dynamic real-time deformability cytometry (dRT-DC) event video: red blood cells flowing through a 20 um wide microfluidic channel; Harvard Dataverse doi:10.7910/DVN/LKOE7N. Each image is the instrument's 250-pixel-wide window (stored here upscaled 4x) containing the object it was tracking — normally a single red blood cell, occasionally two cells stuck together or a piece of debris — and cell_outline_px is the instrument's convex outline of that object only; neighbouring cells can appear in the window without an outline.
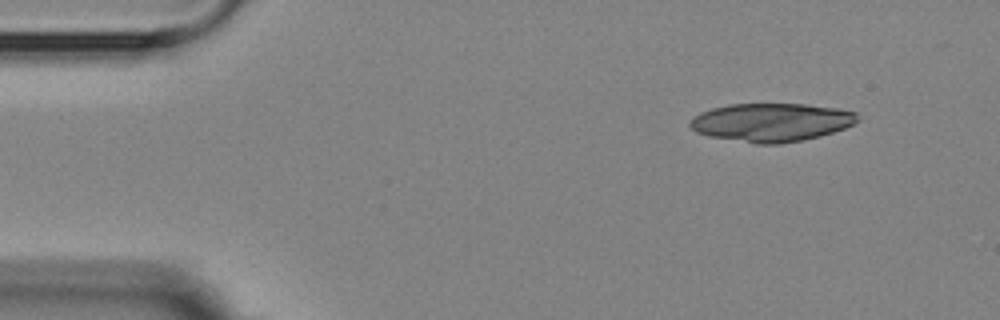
{"species": "Egyptian fruit bat (a non-hibernating species)", "species_latin": "Rousettus aegyptiacus", "temperature_condition": "room temperature", "stored_images_in_passage": 5, "camera_frame_rate_fps": 3000, "um_per_image_px": 0.085, "animal": {"sex": "female"}, "frame": {"image": 1, "passage_image": 1, "time_ms": 0.0, "image_size_px": [1000, 320], "cell_outline_px": [[860, 120], [844, 128], [820, 136], [804, 140], [780, 144], [756, 144], [708, 136], [696, 132], [688, 124], [700, 112], [712, 108], [728, 104], [808, 104], [836, 108], [856, 112]], "centroid_in_image_um": [65.57, 10.4], "position_along_channel_um": 19.4, "area_um2": 37.51}}